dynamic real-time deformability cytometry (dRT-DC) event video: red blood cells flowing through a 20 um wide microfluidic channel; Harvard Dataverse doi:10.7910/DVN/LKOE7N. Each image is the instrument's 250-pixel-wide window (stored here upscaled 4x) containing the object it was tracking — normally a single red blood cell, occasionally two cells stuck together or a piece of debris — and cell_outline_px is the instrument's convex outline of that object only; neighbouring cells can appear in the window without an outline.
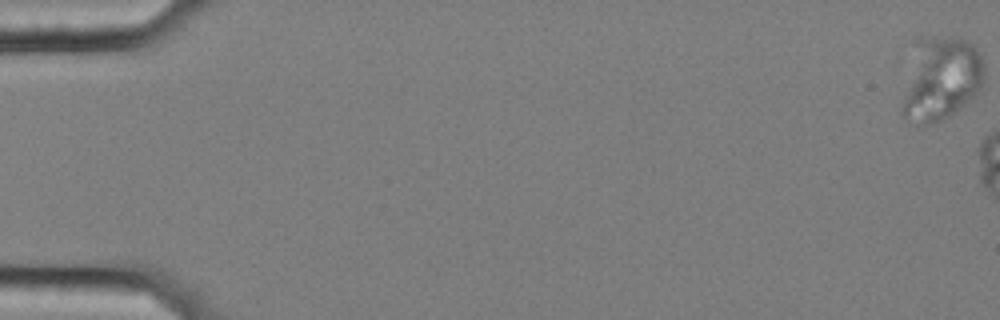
{"species": "common noctule bat (a hibernating species)", "species_latin": "Nyctalus noctula", "temperature_condition": "cold", "stored_images_in_passage": 50, "camera_frame_rate_fps": 3000, "um_per_image_px": 0.085, "animal": {"sex": "female", "body_mass_g": 25.1}, "frame": {"image": 1, "passage_image": 1, "time_ms": 0.0, "image_size_px": [1000, 320], "cell_outline_px": [[984, 80], [972, 96], [948, 116], [928, 124], [920, 124], [904, 112], [904, 104], [912, 40], [920, 36], [960, 36], [972, 44], [980, 52], [984, 64]], "centroid_in_image_um": [80.0, 6.53], "position_along_channel_um": 5.0, "area_um2": 39.48}}
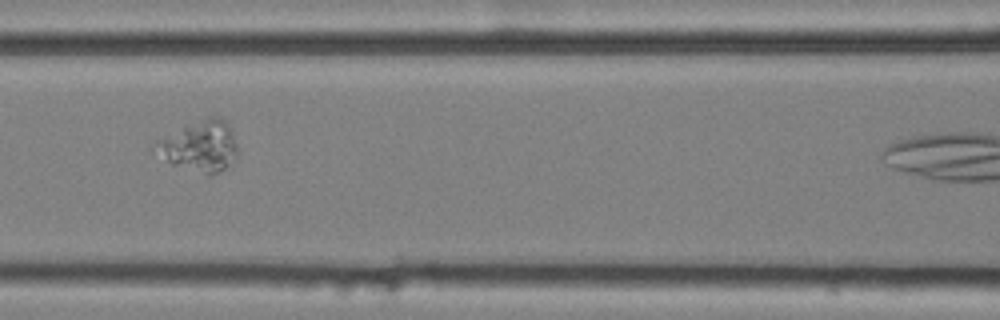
{"frame": {"image": 2, "passage_image": 28, "time_ms": 9.0, "image_size_px": [1000, 320], "cell_outline_px": [[236, 156], [224, 168], [208, 176], [172, 164], [152, 152], [148, 144], [156, 140], [208, 116], [220, 116], [232, 128], [236, 144]], "centroid_in_image_um": [16.91, 12.42], "position_along_channel_um": 149.7, "area_um2": 24.39}}
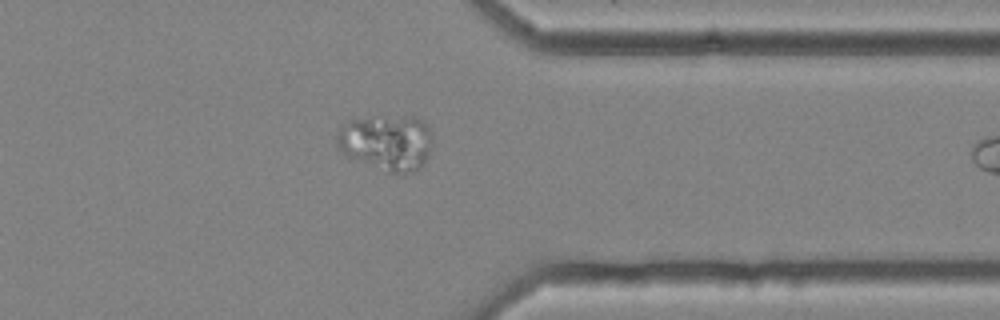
{"frame": {"image": 3, "passage_image": 48, "time_ms": 15.667, "image_size_px": [1000, 320], "cell_outline_px": [[432, 140], [424, 164], [420, 168], [412, 172], [388, 172], [348, 156], [336, 148], [336, 132], [344, 120], [352, 116], [416, 116], [424, 120], [428, 124], [432, 132]], "centroid_in_image_um": [32.82, 12.03], "position_along_channel_um": 378.6, "area_um2": 32.02}}